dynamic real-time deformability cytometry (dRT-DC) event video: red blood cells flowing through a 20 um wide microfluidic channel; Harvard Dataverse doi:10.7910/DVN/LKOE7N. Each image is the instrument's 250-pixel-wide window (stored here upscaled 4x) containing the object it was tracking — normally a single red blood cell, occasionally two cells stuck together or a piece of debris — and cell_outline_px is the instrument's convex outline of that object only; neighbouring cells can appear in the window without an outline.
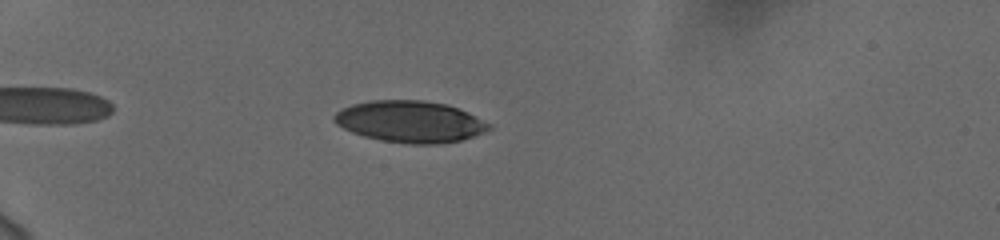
{"species": "human", "species_latin": "Homo sapiens", "temperature_condition": "cold", "stored_images_in_passage": 45, "camera_frame_rate_fps": 3000, "um_per_image_px": 0.085, "donor": {"sex": "female"}, "frame": {"image": 1, "passage_image": 6, "time_ms": 1.667, "image_size_px": [1000, 240], "cell_outline_px": [[492, 128], [472, 136], [460, 140], [436, 144], [412, 144], [380, 140], [364, 136], [352, 132], [336, 124], [332, 120], [332, 116], [336, 112], [352, 104], [368, 100], [424, 100], [448, 104], [468, 112], [492, 124]], "centroid_in_image_um": [34.85, 10.32], "position_along_channel_um": 50.2, "area_um2": 37.57}}
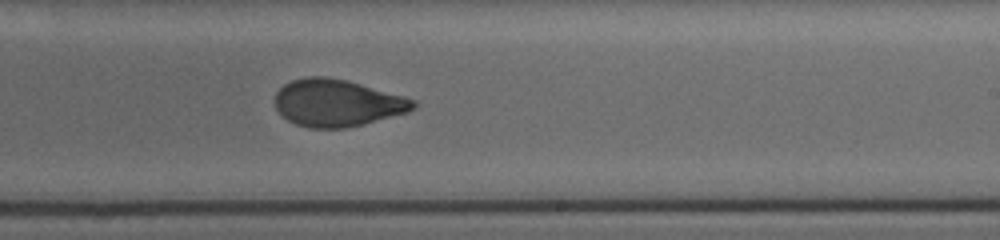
{"frame": {"image": 2, "passage_image": 26, "time_ms": 8.333, "image_size_px": [1000, 240], "cell_outline_px": [[416, 108], [408, 112], [364, 124], [344, 128], [308, 128], [296, 124], [288, 120], [276, 108], [276, 92], [284, 84], [292, 80], [308, 76], [324, 76], [344, 80], [416, 100]], "centroid_in_image_um": [28.65, 8.76], "position_along_channel_um": 260.4, "area_um2": 37.51}}
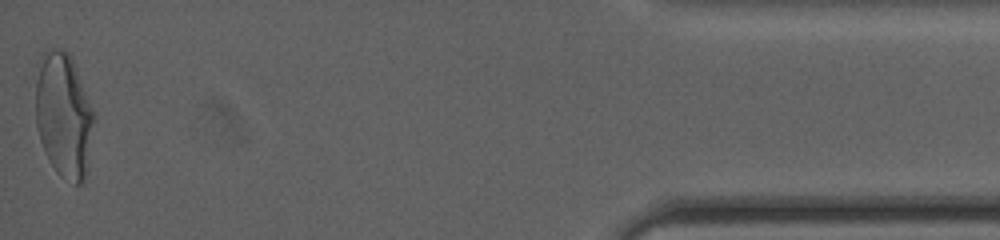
{"frame": {"image": 3, "passage_image": 45, "time_ms": 14.667, "image_size_px": [1000, 240], "cell_outline_px": [[96, 116], [88, 172], [84, 180], [80, 184], [76, 184], [60, 176], [56, 172], [40, 140], [36, 124], [36, 80], [44, 52], [48, 48], [68, 52], [72, 56], [96, 112]], "centroid_in_image_um": [5.49, 9.82], "position_along_channel_um": 429.7, "area_um2": 43.06}, "authors_computed_cell_mechanics": {"area_um2": 38.6104, "velocity_mm_per_s": 3.7441, "shape_relaxation_time_tau1_ms": 5.0212, "shape_relaxation_time_tau2_ms": 1.2127, "deformation_change_tau1": 0.1782, "deformation_change_tau2": 0.0613}}